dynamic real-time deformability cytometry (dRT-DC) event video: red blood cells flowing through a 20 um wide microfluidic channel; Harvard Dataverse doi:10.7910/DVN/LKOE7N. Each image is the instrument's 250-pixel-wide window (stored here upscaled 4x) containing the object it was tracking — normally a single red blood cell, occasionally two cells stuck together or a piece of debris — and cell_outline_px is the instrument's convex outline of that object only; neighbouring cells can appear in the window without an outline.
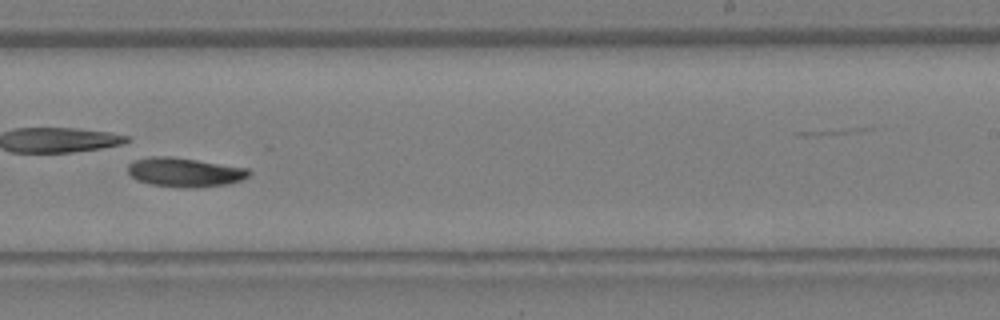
{"species": "Egyptian fruit bat (a non-hibernating species)", "species_latin": "Rousettus aegyptiacus", "temperature_condition": "warm", "stored_images_in_passage": 22, "camera_frame_rate_fps": 3000, "um_per_image_px": 0.085, "animal": {"sex": "female"}, "frame": {"image": 1, "passage_image": 19, "time_ms": 6.0, "image_size_px": [1000, 320], "cell_outline_px": [[252, 172], [248, 176], [240, 180], [228, 184], [196, 188], [184, 188], [152, 184], [136, 180], [128, 172], [128, 164], [132, 160], [148, 156], [172, 156], [248, 168]], "centroid_in_image_um": [15.68, 14.63], "position_along_channel_um": 273.3, "area_um2": 20.75}}